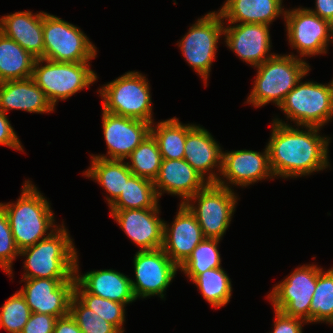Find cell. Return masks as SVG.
Instances as JSON below:
<instances>
[{
	"label": "cell",
	"instance_id": "cb8c5ba5",
	"mask_svg": "<svg viewBox=\"0 0 333 333\" xmlns=\"http://www.w3.org/2000/svg\"><path fill=\"white\" fill-rule=\"evenodd\" d=\"M14 109L38 114L55 110L32 77L0 83V110L6 114Z\"/></svg>",
	"mask_w": 333,
	"mask_h": 333
},
{
	"label": "cell",
	"instance_id": "d4e9b609",
	"mask_svg": "<svg viewBox=\"0 0 333 333\" xmlns=\"http://www.w3.org/2000/svg\"><path fill=\"white\" fill-rule=\"evenodd\" d=\"M282 3V0H226L218 12L228 23L270 25L285 15Z\"/></svg>",
	"mask_w": 333,
	"mask_h": 333
},
{
	"label": "cell",
	"instance_id": "f1b7e54d",
	"mask_svg": "<svg viewBox=\"0 0 333 333\" xmlns=\"http://www.w3.org/2000/svg\"><path fill=\"white\" fill-rule=\"evenodd\" d=\"M159 198L152 180L132 175L110 210L159 208Z\"/></svg>",
	"mask_w": 333,
	"mask_h": 333
},
{
	"label": "cell",
	"instance_id": "7a4b0ae2",
	"mask_svg": "<svg viewBox=\"0 0 333 333\" xmlns=\"http://www.w3.org/2000/svg\"><path fill=\"white\" fill-rule=\"evenodd\" d=\"M22 187L21 196L15 203H0L19 251L47 238L60 226L54 224L56 221L50 203L36 185L27 180Z\"/></svg>",
	"mask_w": 333,
	"mask_h": 333
},
{
	"label": "cell",
	"instance_id": "8992f818",
	"mask_svg": "<svg viewBox=\"0 0 333 333\" xmlns=\"http://www.w3.org/2000/svg\"><path fill=\"white\" fill-rule=\"evenodd\" d=\"M90 65V62H56L37 58L32 78L55 108L59 100L70 98L97 80L98 76Z\"/></svg>",
	"mask_w": 333,
	"mask_h": 333
},
{
	"label": "cell",
	"instance_id": "5bb4252c",
	"mask_svg": "<svg viewBox=\"0 0 333 333\" xmlns=\"http://www.w3.org/2000/svg\"><path fill=\"white\" fill-rule=\"evenodd\" d=\"M25 282L19 291L31 312L43 313L57 318L69 314L70 301L74 295L75 276L70 279L33 278Z\"/></svg>",
	"mask_w": 333,
	"mask_h": 333
},
{
	"label": "cell",
	"instance_id": "ab89813d",
	"mask_svg": "<svg viewBox=\"0 0 333 333\" xmlns=\"http://www.w3.org/2000/svg\"><path fill=\"white\" fill-rule=\"evenodd\" d=\"M0 145L24 152L23 145L14 131L7 114L0 110Z\"/></svg>",
	"mask_w": 333,
	"mask_h": 333
},
{
	"label": "cell",
	"instance_id": "484cf974",
	"mask_svg": "<svg viewBox=\"0 0 333 333\" xmlns=\"http://www.w3.org/2000/svg\"><path fill=\"white\" fill-rule=\"evenodd\" d=\"M91 167L83 175L98 182L109 196H106L110 207L120 196L128 179L133 175L124 160H109L91 157Z\"/></svg>",
	"mask_w": 333,
	"mask_h": 333
},
{
	"label": "cell",
	"instance_id": "4fadbf2b",
	"mask_svg": "<svg viewBox=\"0 0 333 333\" xmlns=\"http://www.w3.org/2000/svg\"><path fill=\"white\" fill-rule=\"evenodd\" d=\"M136 279H131L135 299L159 296L165 298L179 267L166 255L162 248L137 251L133 260Z\"/></svg>",
	"mask_w": 333,
	"mask_h": 333
},
{
	"label": "cell",
	"instance_id": "836d02e7",
	"mask_svg": "<svg viewBox=\"0 0 333 333\" xmlns=\"http://www.w3.org/2000/svg\"><path fill=\"white\" fill-rule=\"evenodd\" d=\"M74 296L84 306L113 324L121 333L124 332L125 304L88 293L77 282L74 285Z\"/></svg>",
	"mask_w": 333,
	"mask_h": 333
},
{
	"label": "cell",
	"instance_id": "ffe728a7",
	"mask_svg": "<svg viewBox=\"0 0 333 333\" xmlns=\"http://www.w3.org/2000/svg\"><path fill=\"white\" fill-rule=\"evenodd\" d=\"M153 183L158 198L165 192L181 197L183 204L209 182L184 159H162Z\"/></svg>",
	"mask_w": 333,
	"mask_h": 333
},
{
	"label": "cell",
	"instance_id": "7c38bea8",
	"mask_svg": "<svg viewBox=\"0 0 333 333\" xmlns=\"http://www.w3.org/2000/svg\"><path fill=\"white\" fill-rule=\"evenodd\" d=\"M283 18L288 42L300 55L297 57L327 53L329 42H332L330 22L313 14L306 7L286 10Z\"/></svg>",
	"mask_w": 333,
	"mask_h": 333
},
{
	"label": "cell",
	"instance_id": "7402d4cb",
	"mask_svg": "<svg viewBox=\"0 0 333 333\" xmlns=\"http://www.w3.org/2000/svg\"><path fill=\"white\" fill-rule=\"evenodd\" d=\"M78 255L75 264L76 282L88 293L125 305L134 302L131 278L112 269L93 270L79 274Z\"/></svg>",
	"mask_w": 333,
	"mask_h": 333
},
{
	"label": "cell",
	"instance_id": "9a60e30c",
	"mask_svg": "<svg viewBox=\"0 0 333 333\" xmlns=\"http://www.w3.org/2000/svg\"><path fill=\"white\" fill-rule=\"evenodd\" d=\"M220 174L216 183L229 189L232 188L229 184L246 187L263 179L275 178L267 146L262 153L246 149L223 151Z\"/></svg>",
	"mask_w": 333,
	"mask_h": 333
},
{
	"label": "cell",
	"instance_id": "8fae6325",
	"mask_svg": "<svg viewBox=\"0 0 333 333\" xmlns=\"http://www.w3.org/2000/svg\"><path fill=\"white\" fill-rule=\"evenodd\" d=\"M318 266L297 267L289 276L272 288L267 298L275 310L309 323V308L315 292Z\"/></svg>",
	"mask_w": 333,
	"mask_h": 333
},
{
	"label": "cell",
	"instance_id": "d6986e66",
	"mask_svg": "<svg viewBox=\"0 0 333 333\" xmlns=\"http://www.w3.org/2000/svg\"><path fill=\"white\" fill-rule=\"evenodd\" d=\"M164 221L162 249L171 261L180 267L205 238L195 215L180 203L171 226Z\"/></svg>",
	"mask_w": 333,
	"mask_h": 333
},
{
	"label": "cell",
	"instance_id": "1f68e13d",
	"mask_svg": "<svg viewBox=\"0 0 333 333\" xmlns=\"http://www.w3.org/2000/svg\"><path fill=\"white\" fill-rule=\"evenodd\" d=\"M127 162L133 175L154 181L161 166V153L157 141L150 133L128 157Z\"/></svg>",
	"mask_w": 333,
	"mask_h": 333
},
{
	"label": "cell",
	"instance_id": "2e32d148",
	"mask_svg": "<svg viewBox=\"0 0 333 333\" xmlns=\"http://www.w3.org/2000/svg\"><path fill=\"white\" fill-rule=\"evenodd\" d=\"M102 128L107 156L91 155L109 160H126L133 150L150 134L151 124L142 120L118 116L102 110Z\"/></svg>",
	"mask_w": 333,
	"mask_h": 333
},
{
	"label": "cell",
	"instance_id": "ba28073f",
	"mask_svg": "<svg viewBox=\"0 0 333 333\" xmlns=\"http://www.w3.org/2000/svg\"><path fill=\"white\" fill-rule=\"evenodd\" d=\"M237 200L233 189L208 183L184 204L195 215L205 238L221 240L231 223Z\"/></svg>",
	"mask_w": 333,
	"mask_h": 333
},
{
	"label": "cell",
	"instance_id": "7bdbcfd3",
	"mask_svg": "<svg viewBox=\"0 0 333 333\" xmlns=\"http://www.w3.org/2000/svg\"><path fill=\"white\" fill-rule=\"evenodd\" d=\"M333 43V24H332V42Z\"/></svg>",
	"mask_w": 333,
	"mask_h": 333
},
{
	"label": "cell",
	"instance_id": "4316f807",
	"mask_svg": "<svg viewBox=\"0 0 333 333\" xmlns=\"http://www.w3.org/2000/svg\"><path fill=\"white\" fill-rule=\"evenodd\" d=\"M35 57L0 32V83L31 78Z\"/></svg>",
	"mask_w": 333,
	"mask_h": 333
},
{
	"label": "cell",
	"instance_id": "e0dca14e",
	"mask_svg": "<svg viewBox=\"0 0 333 333\" xmlns=\"http://www.w3.org/2000/svg\"><path fill=\"white\" fill-rule=\"evenodd\" d=\"M224 26L223 35L227 47L246 64L257 67L275 55L270 53L272 42L270 40L269 25L256 23H229Z\"/></svg>",
	"mask_w": 333,
	"mask_h": 333
},
{
	"label": "cell",
	"instance_id": "5b68a950",
	"mask_svg": "<svg viewBox=\"0 0 333 333\" xmlns=\"http://www.w3.org/2000/svg\"><path fill=\"white\" fill-rule=\"evenodd\" d=\"M148 79L137 71L125 72L98 90L102 110L152 124V100Z\"/></svg>",
	"mask_w": 333,
	"mask_h": 333
},
{
	"label": "cell",
	"instance_id": "44dd1931",
	"mask_svg": "<svg viewBox=\"0 0 333 333\" xmlns=\"http://www.w3.org/2000/svg\"><path fill=\"white\" fill-rule=\"evenodd\" d=\"M222 148L207 129L195 125L186 135L184 160L209 183H216L222 167ZM207 175V177H206Z\"/></svg>",
	"mask_w": 333,
	"mask_h": 333
},
{
	"label": "cell",
	"instance_id": "8d00e7d4",
	"mask_svg": "<svg viewBox=\"0 0 333 333\" xmlns=\"http://www.w3.org/2000/svg\"><path fill=\"white\" fill-rule=\"evenodd\" d=\"M19 256V250L14 242L6 212L0 205V268L9 276L13 274L12 264Z\"/></svg>",
	"mask_w": 333,
	"mask_h": 333
},
{
	"label": "cell",
	"instance_id": "6da1fadb",
	"mask_svg": "<svg viewBox=\"0 0 333 333\" xmlns=\"http://www.w3.org/2000/svg\"><path fill=\"white\" fill-rule=\"evenodd\" d=\"M300 130L274 118L267 149L275 177L297 178L330 167L328 146L331 138L320 135L317 127Z\"/></svg>",
	"mask_w": 333,
	"mask_h": 333
},
{
	"label": "cell",
	"instance_id": "9c48e42d",
	"mask_svg": "<svg viewBox=\"0 0 333 333\" xmlns=\"http://www.w3.org/2000/svg\"><path fill=\"white\" fill-rule=\"evenodd\" d=\"M44 58L56 62H89L97 48L79 27L43 12Z\"/></svg>",
	"mask_w": 333,
	"mask_h": 333
},
{
	"label": "cell",
	"instance_id": "d6a6232c",
	"mask_svg": "<svg viewBox=\"0 0 333 333\" xmlns=\"http://www.w3.org/2000/svg\"><path fill=\"white\" fill-rule=\"evenodd\" d=\"M220 240L204 238L192 251L188 259L179 267L192 281L206 270L220 268L221 257L218 250Z\"/></svg>",
	"mask_w": 333,
	"mask_h": 333
},
{
	"label": "cell",
	"instance_id": "603a6c76",
	"mask_svg": "<svg viewBox=\"0 0 333 333\" xmlns=\"http://www.w3.org/2000/svg\"><path fill=\"white\" fill-rule=\"evenodd\" d=\"M0 32L32 56L44 58L43 11H20L0 17Z\"/></svg>",
	"mask_w": 333,
	"mask_h": 333
},
{
	"label": "cell",
	"instance_id": "74e56055",
	"mask_svg": "<svg viewBox=\"0 0 333 333\" xmlns=\"http://www.w3.org/2000/svg\"><path fill=\"white\" fill-rule=\"evenodd\" d=\"M57 317L32 312L21 333H53Z\"/></svg>",
	"mask_w": 333,
	"mask_h": 333
},
{
	"label": "cell",
	"instance_id": "83f0119b",
	"mask_svg": "<svg viewBox=\"0 0 333 333\" xmlns=\"http://www.w3.org/2000/svg\"><path fill=\"white\" fill-rule=\"evenodd\" d=\"M196 124H182L176 117L151 124L150 133L157 141L162 159H184L187 133Z\"/></svg>",
	"mask_w": 333,
	"mask_h": 333
},
{
	"label": "cell",
	"instance_id": "277c9868",
	"mask_svg": "<svg viewBox=\"0 0 333 333\" xmlns=\"http://www.w3.org/2000/svg\"><path fill=\"white\" fill-rule=\"evenodd\" d=\"M297 56L275 54L255 67L257 75L246 102L256 108L270 102L279 107L286 95L311 70L309 64Z\"/></svg>",
	"mask_w": 333,
	"mask_h": 333
},
{
	"label": "cell",
	"instance_id": "3957f363",
	"mask_svg": "<svg viewBox=\"0 0 333 333\" xmlns=\"http://www.w3.org/2000/svg\"><path fill=\"white\" fill-rule=\"evenodd\" d=\"M77 249L68 230L61 224L47 238L19 251L26 257L23 279H70L75 274Z\"/></svg>",
	"mask_w": 333,
	"mask_h": 333
},
{
	"label": "cell",
	"instance_id": "b9f144b4",
	"mask_svg": "<svg viewBox=\"0 0 333 333\" xmlns=\"http://www.w3.org/2000/svg\"><path fill=\"white\" fill-rule=\"evenodd\" d=\"M315 9L307 8L313 14L333 24V0H316Z\"/></svg>",
	"mask_w": 333,
	"mask_h": 333
},
{
	"label": "cell",
	"instance_id": "e575fe53",
	"mask_svg": "<svg viewBox=\"0 0 333 333\" xmlns=\"http://www.w3.org/2000/svg\"><path fill=\"white\" fill-rule=\"evenodd\" d=\"M31 313L24 296L18 291L1 306L0 328L8 333H21Z\"/></svg>",
	"mask_w": 333,
	"mask_h": 333
},
{
	"label": "cell",
	"instance_id": "52a82bcc",
	"mask_svg": "<svg viewBox=\"0 0 333 333\" xmlns=\"http://www.w3.org/2000/svg\"><path fill=\"white\" fill-rule=\"evenodd\" d=\"M279 108L300 128H322L333 118V79L328 84L300 80Z\"/></svg>",
	"mask_w": 333,
	"mask_h": 333
},
{
	"label": "cell",
	"instance_id": "60d3db41",
	"mask_svg": "<svg viewBox=\"0 0 333 333\" xmlns=\"http://www.w3.org/2000/svg\"><path fill=\"white\" fill-rule=\"evenodd\" d=\"M53 333H82L74 318L70 313L57 318Z\"/></svg>",
	"mask_w": 333,
	"mask_h": 333
},
{
	"label": "cell",
	"instance_id": "f546056e",
	"mask_svg": "<svg viewBox=\"0 0 333 333\" xmlns=\"http://www.w3.org/2000/svg\"><path fill=\"white\" fill-rule=\"evenodd\" d=\"M192 282L213 308H221L229 303L232 284L222 267L206 270L197 275Z\"/></svg>",
	"mask_w": 333,
	"mask_h": 333
},
{
	"label": "cell",
	"instance_id": "30bf717a",
	"mask_svg": "<svg viewBox=\"0 0 333 333\" xmlns=\"http://www.w3.org/2000/svg\"><path fill=\"white\" fill-rule=\"evenodd\" d=\"M223 31L224 19L221 14L218 11L209 12L190 26L187 34L177 44L185 60L201 76L206 87Z\"/></svg>",
	"mask_w": 333,
	"mask_h": 333
},
{
	"label": "cell",
	"instance_id": "f35d334b",
	"mask_svg": "<svg viewBox=\"0 0 333 333\" xmlns=\"http://www.w3.org/2000/svg\"><path fill=\"white\" fill-rule=\"evenodd\" d=\"M275 321L273 331L269 333H302L303 319L284 315L281 311L274 309Z\"/></svg>",
	"mask_w": 333,
	"mask_h": 333
},
{
	"label": "cell",
	"instance_id": "ac0fdd59",
	"mask_svg": "<svg viewBox=\"0 0 333 333\" xmlns=\"http://www.w3.org/2000/svg\"><path fill=\"white\" fill-rule=\"evenodd\" d=\"M160 208L110 210V216L140 251L162 248L164 221Z\"/></svg>",
	"mask_w": 333,
	"mask_h": 333
},
{
	"label": "cell",
	"instance_id": "4dcf8cb0",
	"mask_svg": "<svg viewBox=\"0 0 333 333\" xmlns=\"http://www.w3.org/2000/svg\"><path fill=\"white\" fill-rule=\"evenodd\" d=\"M333 324V267L327 271L318 267L315 292L309 308V323Z\"/></svg>",
	"mask_w": 333,
	"mask_h": 333
},
{
	"label": "cell",
	"instance_id": "d590c367",
	"mask_svg": "<svg viewBox=\"0 0 333 333\" xmlns=\"http://www.w3.org/2000/svg\"><path fill=\"white\" fill-rule=\"evenodd\" d=\"M69 313L82 333H121L113 324L84 306L74 295L70 301Z\"/></svg>",
	"mask_w": 333,
	"mask_h": 333
}]
</instances>
